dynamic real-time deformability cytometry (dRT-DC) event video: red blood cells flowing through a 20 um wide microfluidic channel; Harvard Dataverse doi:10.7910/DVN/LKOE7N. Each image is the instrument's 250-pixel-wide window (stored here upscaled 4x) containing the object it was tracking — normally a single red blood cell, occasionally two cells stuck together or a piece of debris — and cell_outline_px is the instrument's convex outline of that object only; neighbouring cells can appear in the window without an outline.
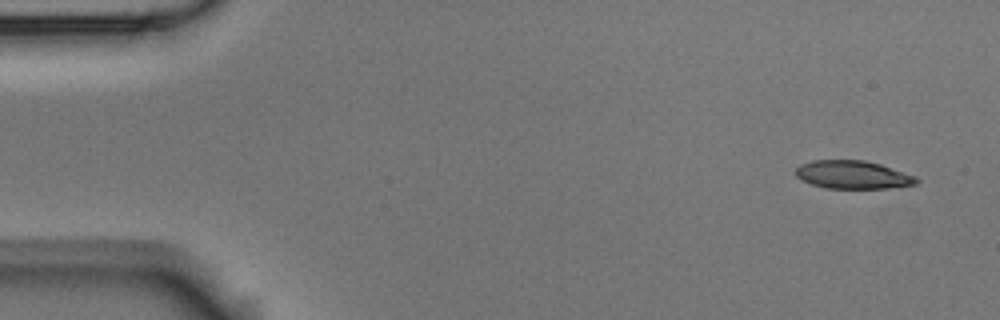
{"species": "Egyptian fruit bat (a non-hibernating species)", "species_latin": "Rousettus aegyptiacus", "temperature_condition": "room temperature", "stored_images_in_passage": 10, "camera_frame_rate_fps": 3000, "um_per_image_px": 0.085, "animal": {"sex": "male"}, "frame": {"image": 1, "passage_image": 1, "time_ms": 0.0, "image_size_px": [1000, 320], "cell_outline_px": [[920, 180], [916, 184], [900, 188], [824, 188], [800, 180], [792, 172], [800, 164], [812, 160], [864, 160], [880, 164], [916, 176]], "centroid_in_image_um": [72.48, 14.86], "position_along_channel_um": 12.5, "area_um2": 20.11}}
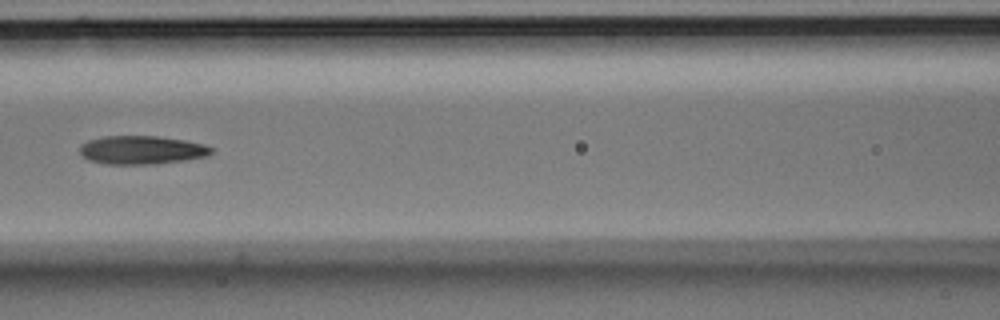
{"frame": {"image": 2, "passage_image": 7, "time_ms": 2.0, "image_size_px": [1000, 320], "cell_outline_px": [[216, 148], [208, 156], [184, 160], [156, 164], [104, 164], [88, 160], [80, 156], [80, 144], [88, 140], [104, 136], [156, 136], [184, 140], [204, 144]], "centroid_in_image_um": [12.03, 12.75], "position_along_channel_um": 154.6, "area_um2": 22.08}}
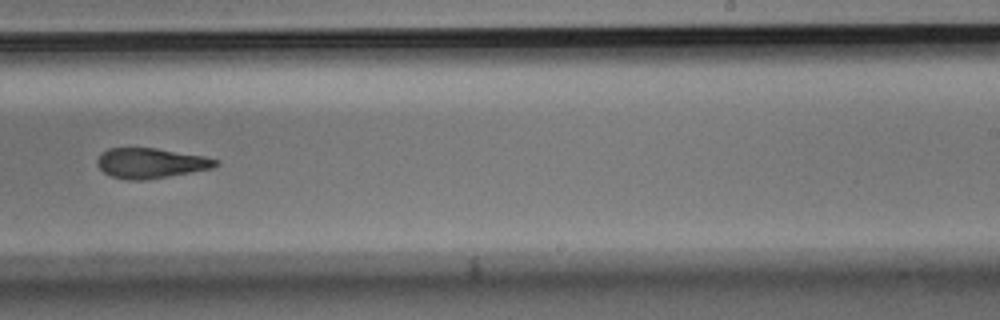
{"frame": {"image": 3, "passage_image": 10, "time_ms": 3.0, "image_size_px": [1000, 320], "cell_outline_px": [[220, 164], [212, 168], [168, 176], [144, 180], [132, 180], [112, 176], [104, 172], [96, 164], [96, 160], [100, 152], [108, 148], [156, 148], [204, 156], [220, 160]], "centroid_in_image_um": [12.8, 13.85], "position_along_channel_um": 276.2, "area_um2": 20.75}}